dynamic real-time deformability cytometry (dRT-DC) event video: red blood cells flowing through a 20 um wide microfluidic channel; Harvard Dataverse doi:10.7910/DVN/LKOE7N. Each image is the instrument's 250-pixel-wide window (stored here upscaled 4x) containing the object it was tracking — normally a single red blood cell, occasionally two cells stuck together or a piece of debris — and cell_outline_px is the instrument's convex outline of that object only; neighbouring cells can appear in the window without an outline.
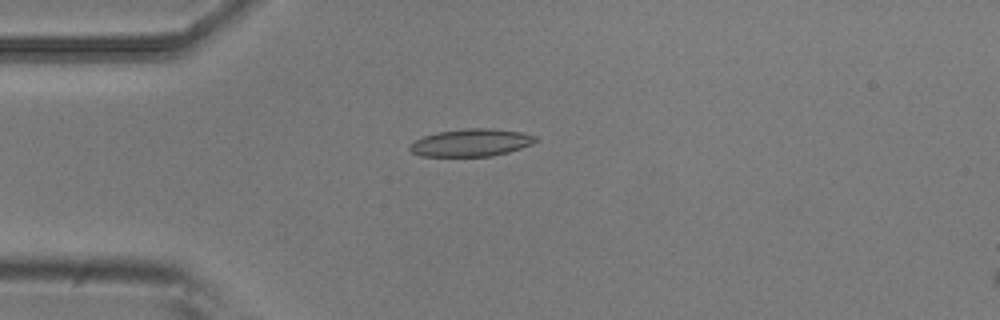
{"species": "common noctule bat (a hibernating species)", "species_latin": "Nyctalus noctula", "temperature_condition": "room temperature", "stored_images_in_passage": 1, "camera_frame_rate_fps": 3000, "um_per_image_px": 0.085, "animal": {"sex": "male", "body_mass_g": 20.5, "forearm_length_mm": 52.5}, "frame": {"image": 1, "passage_image": 1, "time_ms": 0.0, "image_size_px": [1000, 320], "cell_outline_px": [[536, 140], [532, 144], [508, 152], [492, 156], [420, 156], [412, 152], [408, 148], [408, 144], [424, 136], [436, 132], [464, 128], [488, 128], [520, 132], [536, 136]], "centroid_in_image_um": [40.0, 12.12], "position_along_channel_um": 45.0, "area_um2": 20.11}}